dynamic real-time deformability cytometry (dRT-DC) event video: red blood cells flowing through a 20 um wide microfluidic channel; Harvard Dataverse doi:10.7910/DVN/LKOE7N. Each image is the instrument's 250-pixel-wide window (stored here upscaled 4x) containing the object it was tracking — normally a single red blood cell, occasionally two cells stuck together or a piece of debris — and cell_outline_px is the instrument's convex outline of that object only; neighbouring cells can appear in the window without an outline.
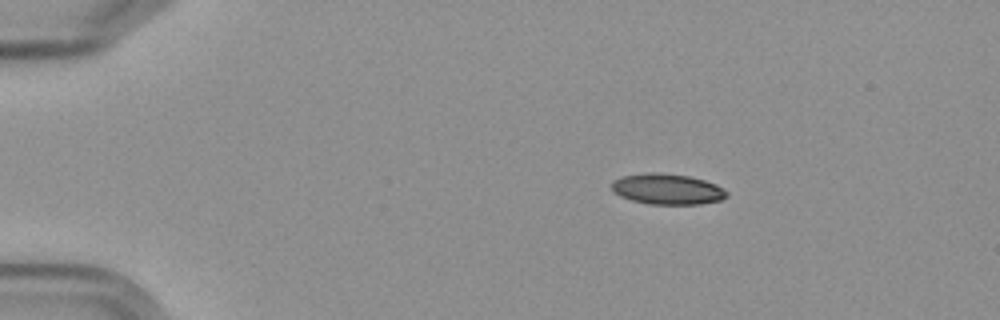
{"species": "Egyptian fruit bat (a non-hibernating species)", "species_latin": "Rousettus aegyptiacus", "temperature_condition": "cold", "stored_images_in_passage": 3, "camera_frame_rate_fps": 3000, "um_per_image_px": 0.085, "frame": {"image": 1, "passage_image": 1, "time_ms": 0.0, "image_size_px": [1000, 320], "cell_outline_px": [[728, 196], [720, 200], [700, 204], [648, 204], [632, 200], [620, 196], [612, 192], [612, 180], [620, 176], [648, 172], [656, 172], [688, 176], [704, 180], [716, 184], [724, 188], [728, 192]], "centroid_in_image_um": [56.7, 16.07], "position_along_channel_um": 28.3, "area_um2": 20.75}}
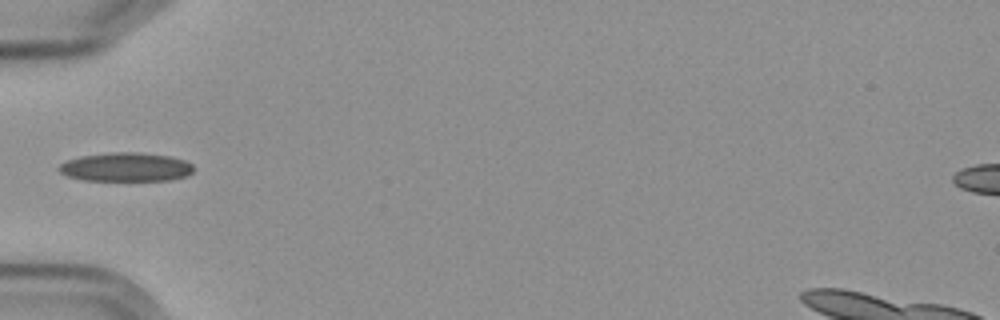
{"frame": {"image": 2, "passage_image": 3, "time_ms": 3.333, "image_size_px": [1000, 320], "cell_outline_px": [[192, 172], [188, 176], [168, 180], [84, 180], [68, 176], [60, 172], [56, 168], [60, 164], [68, 160], [80, 156], [112, 152], [136, 152], [168, 156], [184, 160], [192, 164]], "centroid_in_image_um": [10.68, 14.2], "position_along_channel_um": 74.3, "area_um2": 22.48}}